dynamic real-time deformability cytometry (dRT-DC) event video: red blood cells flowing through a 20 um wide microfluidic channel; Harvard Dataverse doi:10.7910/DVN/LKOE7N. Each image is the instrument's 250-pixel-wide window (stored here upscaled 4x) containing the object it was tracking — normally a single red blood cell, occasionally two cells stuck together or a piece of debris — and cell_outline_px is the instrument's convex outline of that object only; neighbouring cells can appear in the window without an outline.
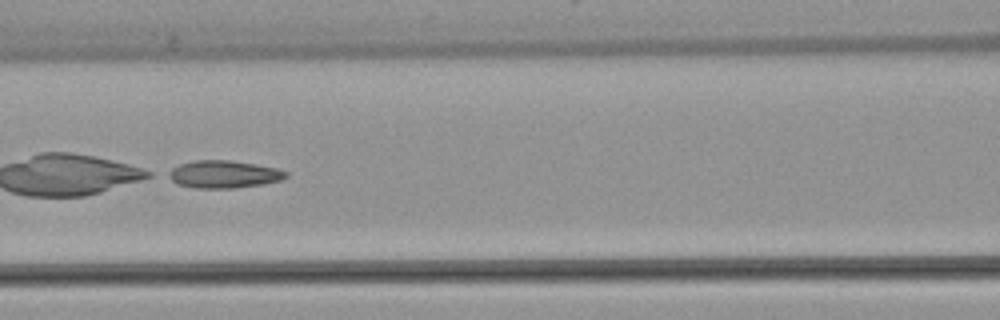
{"species": "common noctule bat (a hibernating species)", "species_latin": "Nyctalus noctula", "temperature_condition": "warm", "stored_images_in_passage": 7, "camera_frame_rate_fps": 3000, "um_per_image_px": 0.085, "animal": {"sex": "female", "body_mass_g": 22.7, "forearm_length_mm": 54.2}, "frame": {"image": 1, "passage_image": 4, "time_ms": 4.0, "image_size_px": [1000, 320], "cell_outline_px": [[288, 176], [280, 180], [264, 184], [232, 188], [196, 188], [176, 184], [164, 176], [164, 172], [180, 164], [192, 160], [228, 160], [256, 164], [276, 168], [288, 172]], "centroid_in_image_um": [18.94, 14.81], "position_along_channel_um": 147.7, "area_um2": 19.13}}